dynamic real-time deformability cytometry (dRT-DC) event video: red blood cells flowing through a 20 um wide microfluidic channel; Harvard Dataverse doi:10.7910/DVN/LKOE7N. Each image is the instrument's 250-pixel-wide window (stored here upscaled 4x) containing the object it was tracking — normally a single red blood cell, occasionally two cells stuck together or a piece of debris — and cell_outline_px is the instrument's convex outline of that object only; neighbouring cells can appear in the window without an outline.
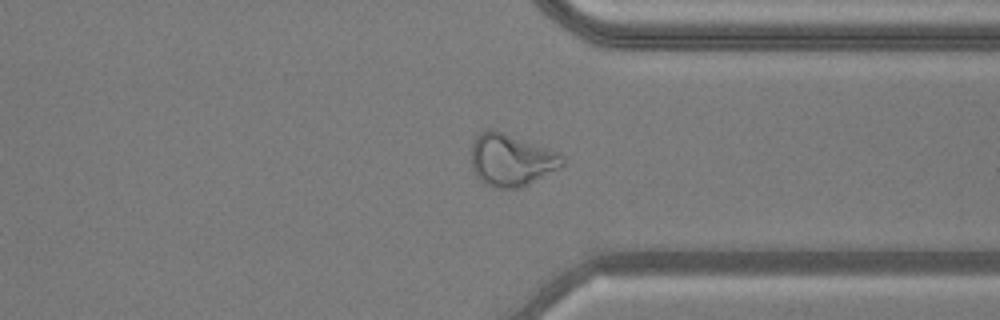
{"species": "common noctule bat (a hibernating species)", "species_latin": "Nyctalus noctula", "temperature_condition": "warm", "stored_images_in_passage": 52, "camera_frame_rate_fps": 3000, "um_per_image_px": 0.085, "animal": {"sex": "male", "body_mass_g": 20.5, "forearm_length_mm": 52.5}, "frame": {"image": 1, "passage_image": 39, "time_ms": 12.667, "image_size_px": [1000, 320], "cell_outline_px": [[564, 164], [528, 184], [520, 188], [496, 188], [484, 184], [472, 168], [472, 140], [480, 132], [500, 132], [556, 152], [564, 156]], "centroid_in_image_um": [43.42, 13.64], "position_along_channel_um": 368.0, "area_um2": 26.7}}
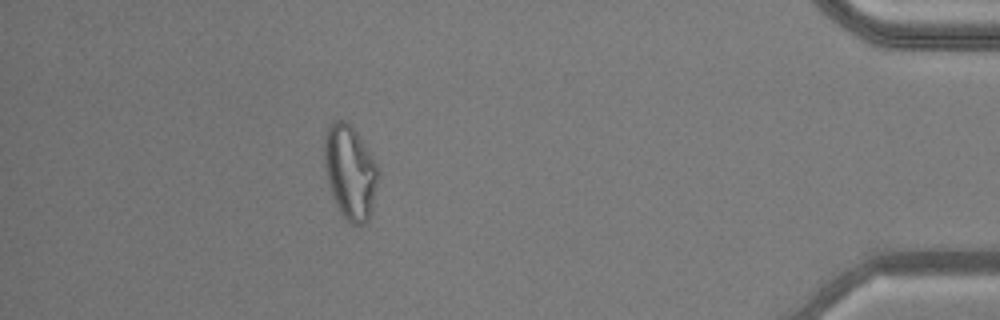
{"frame": {"image": 2, "passage_image": 46, "time_ms": 15.0, "image_size_px": [1000, 320], "cell_outline_px": [[376, 184], [372, 212], [368, 220], [364, 224], [352, 224], [340, 212], [336, 204], [328, 184], [324, 168], [324, 136], [328, 128], [336, 120], [344, 120], [356, 132], [376, 164]], "centroid_in_image_um": [29.72, 14.65], "position_along_channel_um": 405.5, "area_um2": 28.78}, "authors_computed_cell_mechanics": {"area_um2": 27.9463, "velocity_mm_per_s": 3.8513, "shape_relaxation_time_tau1_ms": null, "shape_relaxation_time_tau2_ms": 1.964, "deformation_change_tau1": null, "deformation_change_tau2": 0.097}}